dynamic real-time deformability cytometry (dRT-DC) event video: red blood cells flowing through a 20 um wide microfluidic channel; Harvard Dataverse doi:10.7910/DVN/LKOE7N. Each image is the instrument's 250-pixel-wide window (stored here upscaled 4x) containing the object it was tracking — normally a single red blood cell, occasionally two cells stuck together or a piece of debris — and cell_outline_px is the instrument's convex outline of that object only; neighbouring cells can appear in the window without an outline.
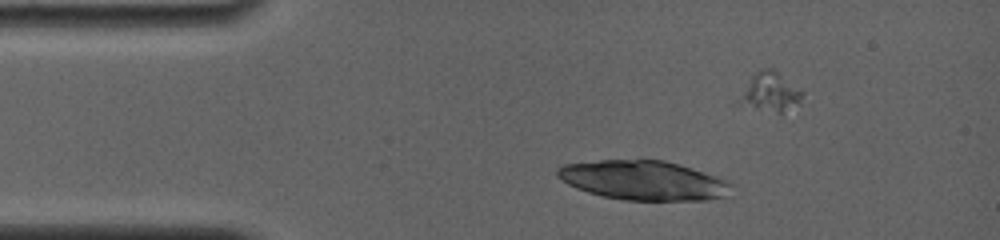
{"species": "common noctule bat (a hibernating species)", "species_latin": "Nyctalus noctula", "temperature_condition": "room temperature", "stored_images_in_passage": 31, "camera_frame_rate_fps": 4000, "um_per_image_px": 0.085, "animal": {"sex": "female", "body_mass_g": 19.0, "forearm_length_mm": 56.7}, "frame": {"image": 1, "passage_image": 1, "time_ms": 0.0, "image_size_px": [1000, 240], "cell_outline_px": [[804, 92], [800, 104], [784, 112], [776, 112], [732, 104], [752, 76], [756, 72], [764, 68], [772, 68]], "centroid_in_image_um": [65.42, 7.86], "position_along_channel_um": 19.6, "area_um2": 14.51}}
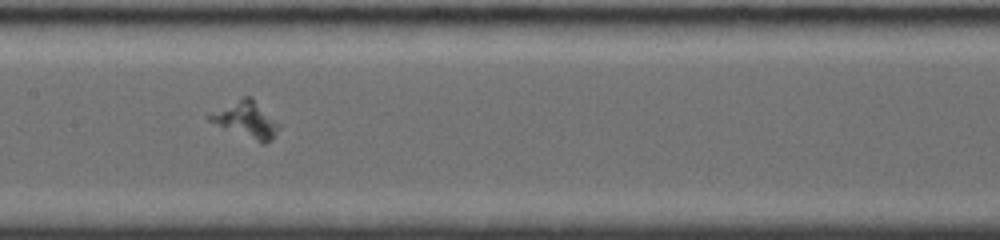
{"frame": {"image": 2, "passage_image": 16, "time_ms": 6.25, "image_size_px": [1000, 240], "cell_outline_px": [[284, 124], [272, 140], [264, 144], [260, 144], [224, 128], [208, 120], [208, 116], [244, 96], [252, 96]], "centroid_in_image_um": [21.1, 10.21], "position_along_channel_um": 186.3, "area_um2": 14.97}}
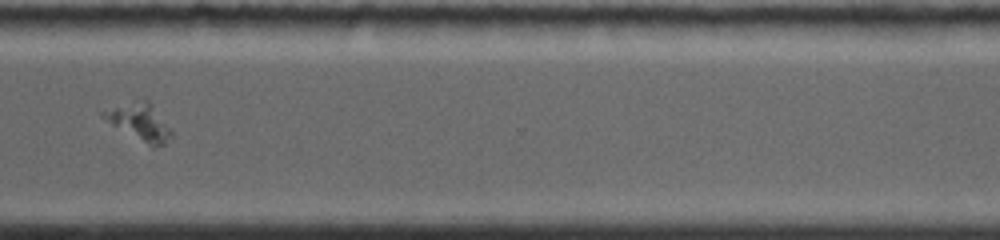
{"frame": {"image": 3, "passage_image": 27, "time_ms": 10.75, "image_size_px": [1000, 240], "cell_outline_px": [[172, 136], [164, 144], [156, 148], [152, 148], [112, 124], [100, 112], [144, 100], [148, 100], [152, 104], [172, 132]], "centroid_in_image_um": [11.95, 10.44], "position_along_channel_um": 358.6, "area_um2": 13.76}}